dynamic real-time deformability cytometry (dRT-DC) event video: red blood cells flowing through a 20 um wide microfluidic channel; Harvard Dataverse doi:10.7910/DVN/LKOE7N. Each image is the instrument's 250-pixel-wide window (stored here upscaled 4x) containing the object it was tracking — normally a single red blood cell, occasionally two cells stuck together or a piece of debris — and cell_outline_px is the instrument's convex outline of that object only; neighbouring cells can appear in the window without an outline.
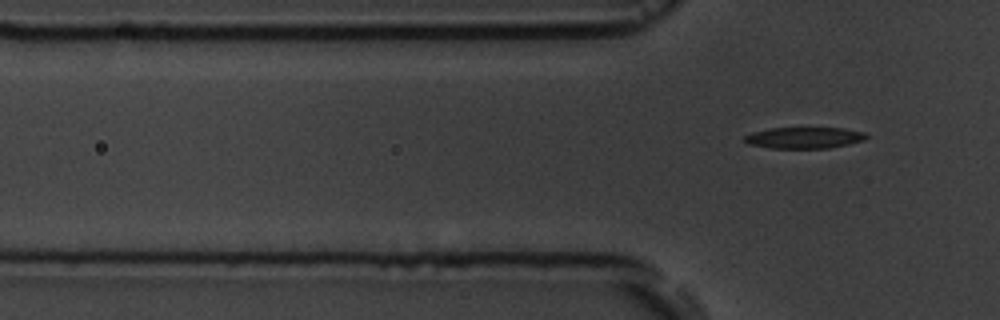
{"species": "common noctule bat (a hibernating species)", "species_latin": "Nyctalus noctula", "temperature_condition": "room temperature", "stored_images_in_passage": 3, "camera_frame_rate_fps": 3000, "um_per_image_px": 0.085, "animal": {"sex": "male", "body_mass_g": 19.5, "forearm_length_mm": 54.6}, "frame": {"image": 1, "passage_image": 3, "time_ms": 3.0, "image_size_px": [1000, 320], "cell_outline_px": [[868, 136], [864, 140], [848, 144], [828, 148], [772, 148], [748, 144], [744, 140], [744, 136], [752, 132], [772, 128], [844, 128], [864, 132]], "centroid_in_image_um": [68.36, 11.71], "position_along_channel_um": 57.4, "area_um2": 15.03}}